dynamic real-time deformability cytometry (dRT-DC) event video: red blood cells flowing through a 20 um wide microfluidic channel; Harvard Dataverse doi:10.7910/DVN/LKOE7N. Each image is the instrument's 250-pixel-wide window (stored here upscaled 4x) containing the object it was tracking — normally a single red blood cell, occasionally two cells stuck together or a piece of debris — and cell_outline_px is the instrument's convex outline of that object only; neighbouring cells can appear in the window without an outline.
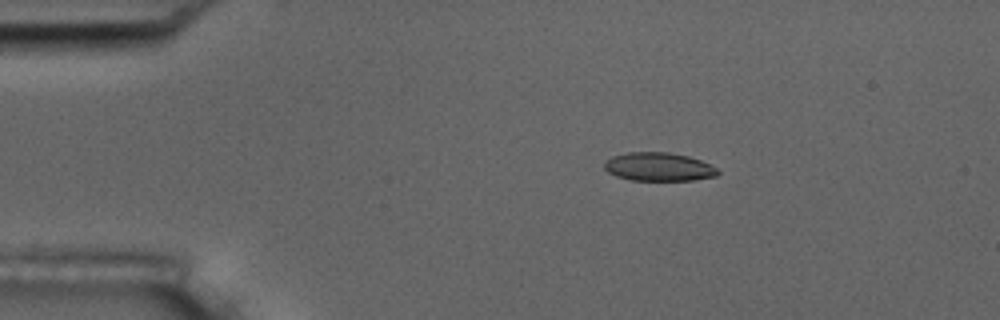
{"species": "common noctule bat (a hibernating species)", "species_latin": "Nyctalus noctula", "temperature_condition": "room temperature", "stored_images_in_passage": 15, "camera_frame_rate_fps": 3000, "um_per_image_px": 0.085, "animal": {"sex": "male", "body_mass_g": 17.5, "forearm_length_mm": 52.3}, "frame": {"image": 1, "passage_image": 3, "time_ms": 3.0, "image_size_px": [1000, 320], "cell_outline_px": [[720, 172], [716, 176], [696, 180], [628, 180], [616, 176], [608, 172], [604, 168], [604, 160], [612, 156], [628, 152], [668, 152], [688, 156], [700, 160], [716, 168]], "centroid_in_image_um": [55.96, 14.18], "position_along_channel_um": 29.0, "area_um2": 18.9}}
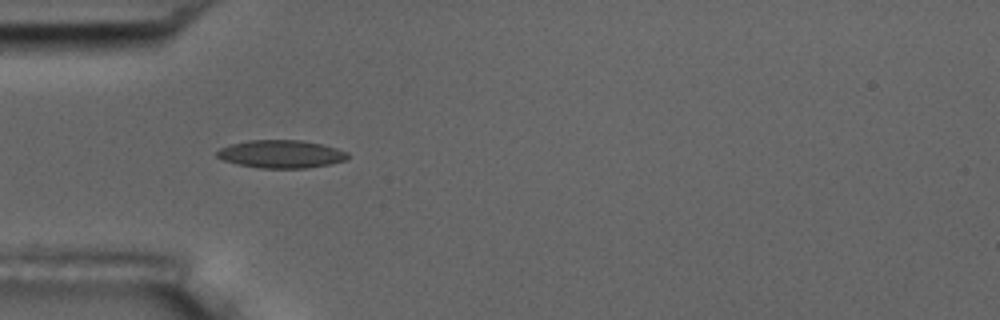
{"frame": {"image": 2, "passage_image": 5, "time_ms": 5.333, "image_size_px": [1000, 320], "cell_outline_px": [[348, 160], [328, 164], [304, 168], [260, 168], [236, 164], [224, 160], [216, 156], [216, 152], [220, 148], [232, 144], [248, 140], [300, 140], [320, 144], [336, 148], [348, 152]], "centroid_in_image_um": [23.88, 13.09], "position_along_channel_um": 61.1, "area_um2": 21.15}, "authors_computed_cell_mechanics": {"area_um2": 19.7676, "velocity_mm_per_s": 3.6656, "shape_relaxation_time_tau1_ms": 4.2326, "shape_relaxation_time_tau2_ms": 1.0622, "deformation_change_tau1": 0.1319, "deformation_change_tau2": 0.0628}}